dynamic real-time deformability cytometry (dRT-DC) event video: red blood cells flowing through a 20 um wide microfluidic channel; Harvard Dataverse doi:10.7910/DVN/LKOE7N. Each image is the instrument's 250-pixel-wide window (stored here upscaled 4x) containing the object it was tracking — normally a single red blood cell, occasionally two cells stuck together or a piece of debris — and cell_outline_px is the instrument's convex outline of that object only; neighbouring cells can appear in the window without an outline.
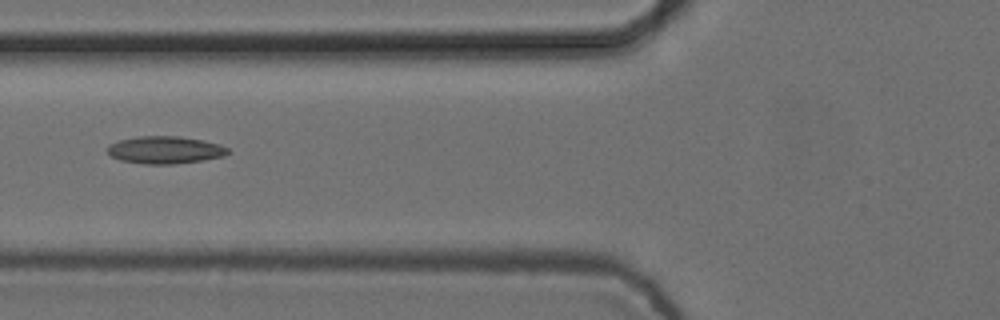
{"species": "common noctule bat (a hibernating species)", "species_latin": "Nyctalus noctula", "temperature_condition": "cold", "stored_images_in_passage": 7, "camera_frame_rate_fps": 3000, "um_per_image_px": 0.085, "animal": {"sex": "female", "body_mass_g": 24.6, "forearm_length_mm": 56.2}, "frame": {"image": 1, "passage_image": 7, "time_ms": 2.0, "image_size_px": [1000, 320], "cell_outline_px": [[232, 152], [224, 156], [204, 160], [172, 164], [144, 164], [120, 160], [112, 156], [108, 152], [108, 144], [120, 140], [136, 136], [180, 136], [204, 140], [220, 144], [228, 148]], "centroid_in_image_um": [14.07, 12.74], "position_along_channel_um": 111.7, "area_um2": 19.42}}